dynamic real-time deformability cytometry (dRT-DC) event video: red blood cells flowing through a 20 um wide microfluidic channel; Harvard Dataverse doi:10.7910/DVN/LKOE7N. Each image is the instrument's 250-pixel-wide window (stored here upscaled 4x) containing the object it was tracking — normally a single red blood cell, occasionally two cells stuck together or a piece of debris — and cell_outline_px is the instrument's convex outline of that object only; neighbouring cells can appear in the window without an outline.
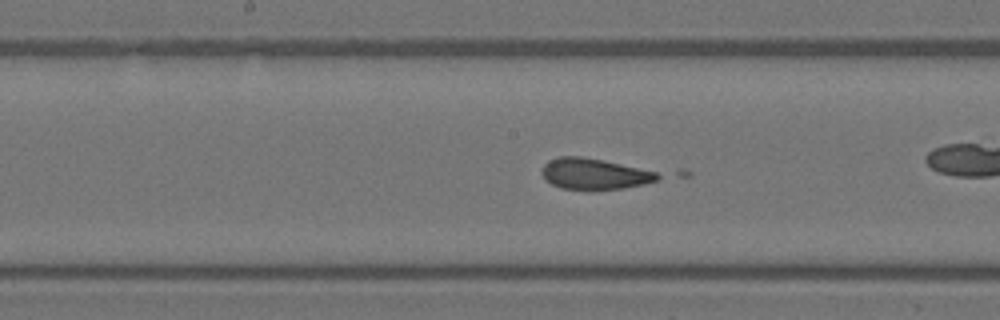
{"species": "Egyptian fruit bat (a non-hibernating species)", "species_latin": "Rousettus aegyptiacus", "temperature_condition": "warm", "stored_images_in_passage": 45, "camera_frame_rate_fps": 3000, "um_per_image_px": 0.085, "animal": {"sex": "female"}, "frame": {"image": 1, "passage_image": 25, "time_ms": 8.0, "image_size_px": [1000, 320], "cell_outline_px": [[692, 176], [624, 188], [592, 192], [560, 188], [544, 180], [540, 172], [544, 164], [548, 160], [560, 156], [580, 156], [684, 168], [692, 172]], "centroid_in_image_um": [51.45, 14.75], "position_along_channel_um": 196.8, "area_um2": 26.3}}